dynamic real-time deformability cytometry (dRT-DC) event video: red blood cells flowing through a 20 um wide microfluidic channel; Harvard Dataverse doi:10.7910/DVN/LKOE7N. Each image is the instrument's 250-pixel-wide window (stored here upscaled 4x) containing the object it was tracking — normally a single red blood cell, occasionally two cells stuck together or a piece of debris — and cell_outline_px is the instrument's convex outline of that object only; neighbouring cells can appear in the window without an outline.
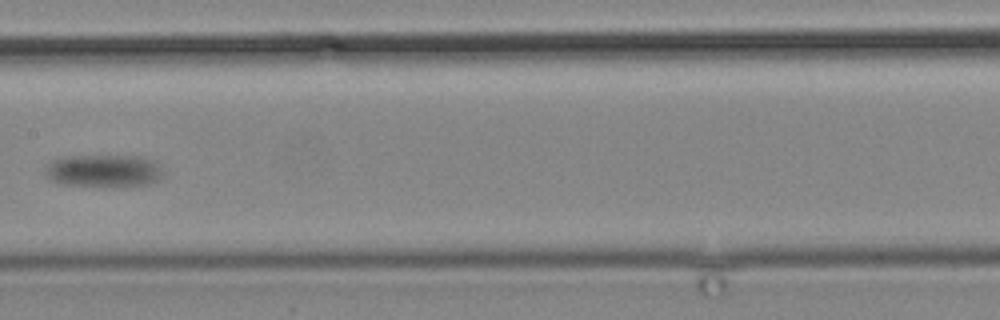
{"species": "common noctule bat (a hibernating species)", "species_latin": "Nyctalus noctula", "temperature_condition": "cold", "stored_images_in_passage": 18, "camera_frame_rate_fps": 3000, "um_per_image_px": 0.085, "animal": {"sex": "male", "body_mass_g": 19.2, "forearm_length_mm": 51.8}, "frame": {"image": 1, "passage_image": 16, "time_ms": 18.667, "image_size_px": [1000, 320], "cell_outline_px": [[164, 176], [148, 184], [112, 188], [60, 184], [52, 180], [44, 172], [44, 168], [52, 160], [64, 156], [140, 156], [156, 160]], "centroid_in_image_um": [8.82, 14.53], "position_along_channel_um": 198.6, "area_um2": 22.95}}
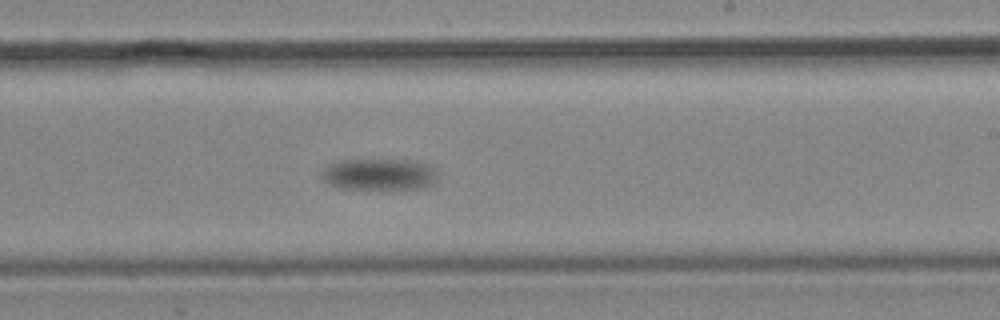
{"frame": {"image": 2, "passage_image": 18, "time_ms": 21.0, "image_size_px": [1000, 320], "cell_outline_px": [[436, 176], [428, 184], [420, 188], [336, 188], [328, 184], [320, 176], [320, 172], [328, 164], [340, 160], [416, 160], [428, 164], [432, 168]], "centroid_in_image_um": [32.12, 14.8], "position_along_channel_um": 256.9, "area_um2": 20.98}}